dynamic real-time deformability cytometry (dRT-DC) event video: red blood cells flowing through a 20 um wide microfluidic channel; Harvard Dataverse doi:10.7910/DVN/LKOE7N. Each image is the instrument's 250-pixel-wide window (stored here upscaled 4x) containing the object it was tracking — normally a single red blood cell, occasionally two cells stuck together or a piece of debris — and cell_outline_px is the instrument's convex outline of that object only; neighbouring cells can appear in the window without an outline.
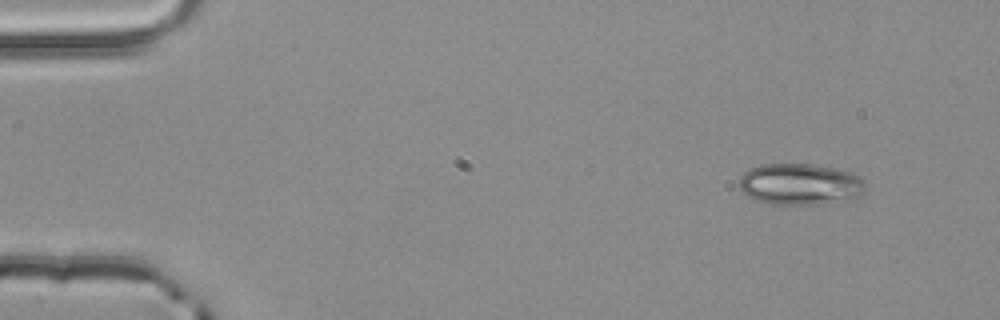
{"species": "common noctule bat (a hibernating species)", "species_latin": "Nyctalus noctula", "temperature_condition": "room temperature", "stored_images_in_passage": 49, "camera_frame_rate_fps": 3000, "um_per_image_px": 0.085, "animal": {"sex": "male", "body_mass_g": 20.4}, "frame": {"image": 1, "passage_image": 1, "time_ms": 0.0, "image_size_px": [1000, 320], "cell_outline_px": [[864, 192], [852, 200], [812, 204], [768, 204], [756, 200], [748, 196], [740, 188], [740, 176], [748, 168], [760, 164], [812, 164], [852, 172], [864, 180]], "centroid_in_image_um": [68.0, 15.65], "position_along_channel_um": 17.0, "area_um2": 30.52}}
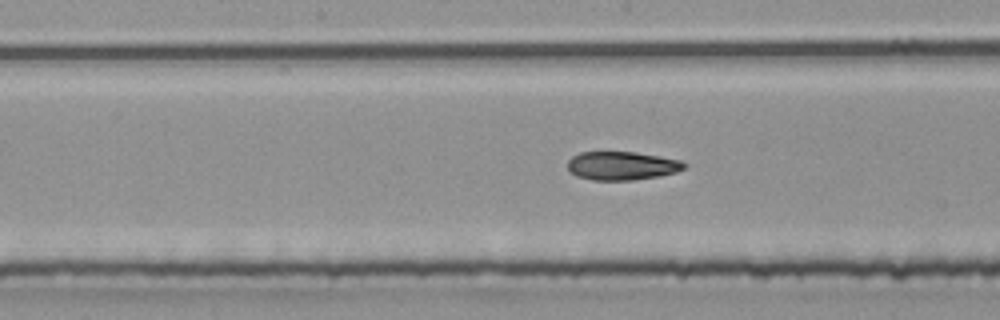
{"frame": {"image": 2, "passage_image": 23, "time_ms": 7.333, "image_size_px": [1000, 320], "cell_outline_px": [[684, 168], [676, 172], [660, 176], [632, 180], [592, 180], [576, 176], [568, 168], [568, 160], [572, 156], [580, 152], [636, 152], [660, 156], [680, 160], [684, 164]], "centroid_in_image_um": [52.84, 14.09], "position_along_channel_um": 195.4, "area_um2": 19.31}}
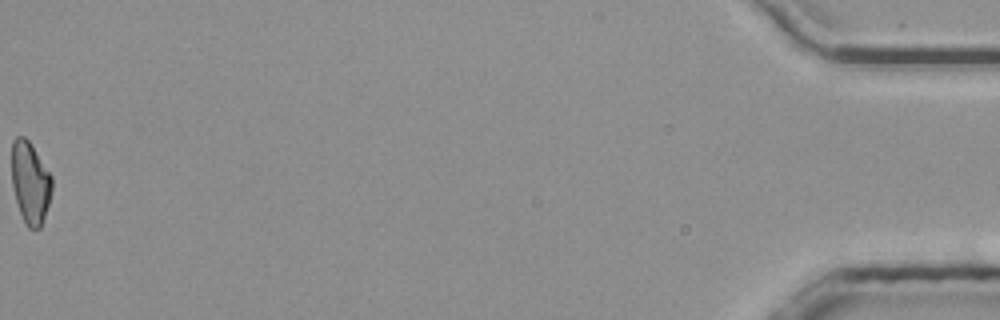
{"frame": {"image": 3, "passage_image": 49, "time_ms": 16.0, "image_size_px": [1000, 320], "cell_outline_px": [[52, 188], [48, 204], [40, 228], [28, 228], [24, 224], [12, 188], [12, 140], [16, 136], [24, 136], [28, 140], [52, 176]], "centroid_in_image_um": [2.55, 15.52], "position_along_channel_um": 432.6, "area_um2": 19.07}, "authors_computed_cell_mechanics": {"area_um2": 19.941, "velocity_mm_per_s": 3.9855, "shape_relaxation_time_tau1_ms": null, "shape_relaxation_time_tau2_ms": 6.5195, "deformation_change_tau1": null, "deformation_change_tau2": 0.1451}}